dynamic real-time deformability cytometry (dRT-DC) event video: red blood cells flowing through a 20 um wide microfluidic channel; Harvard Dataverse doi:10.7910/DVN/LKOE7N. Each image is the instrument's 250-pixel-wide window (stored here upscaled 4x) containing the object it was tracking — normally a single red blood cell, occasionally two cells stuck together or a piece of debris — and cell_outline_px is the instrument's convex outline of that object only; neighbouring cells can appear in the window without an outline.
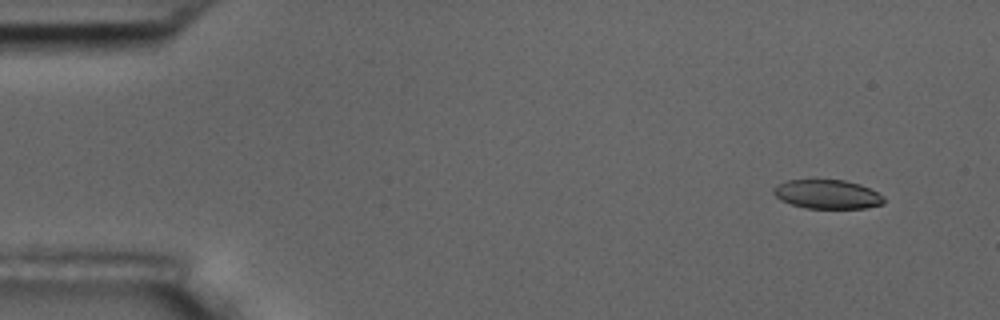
{"species": "common noctule bat (a hibernating species)", "species_latin": "Nyctalus noctula", "temperature_condition": "room temperature", "stored_images_in_passage": 5, "camera_frame_rate_fps": 3000, "um_per_image_px": 0.085, "animal": {"sex": "male", "body_mass_g": 17.5, "forearm_length_mm": 52.3}, "frame": {"image": 1, "passage_image": 2, "time_ms": 1.333, "image_size_px": [1000, 320], "cell_outline_px": [[884, 204], [864, 208], [808, 208], [792, 204], [780, 200], [772, 192], [772, 188], [776, 184], [788, 180], [844, 180], [860, 184], [884, 196]], "centroid_in_image_um": [70.3, 16.51], "position_along_channel_um": 14.7, "area_um2": 18.61}}